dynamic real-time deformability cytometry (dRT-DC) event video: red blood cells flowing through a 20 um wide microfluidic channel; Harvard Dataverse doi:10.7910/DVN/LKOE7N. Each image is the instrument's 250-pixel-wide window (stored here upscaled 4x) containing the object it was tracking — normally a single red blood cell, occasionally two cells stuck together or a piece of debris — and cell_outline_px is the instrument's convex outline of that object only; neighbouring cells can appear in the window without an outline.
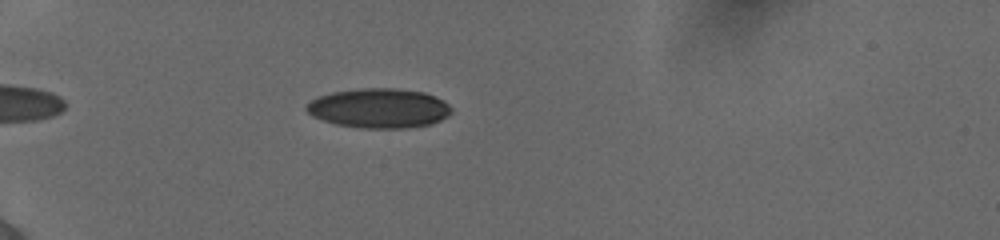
{"species": "human", "species_latin": "Homo sapiens", "temperature_condition": "cold", "stored_images_in_passage": 44, "camera_frame_rate_fps": 3000, "um_per_image_px": 0.085, "donor": {"sex": "female"}, "frame": {"image": 1, "passage_image": 7, "time_ms": 2.0, "image_size_px": [1000, 240], "cell_outline_px": [[452, 112], [448, 116], [432, 124], [408, 128], [360, 128], [336, 124], [312, 116], [304, 108], [312, 100], [320, 96], [332, 92], [360, 88], [396, 88], [424, 92], [444, 100], [452, 108]], "centroid_in_image_um": [32.25, 9.2], "position_along_channel_um": 52.7, "area_um2": 33.52}}
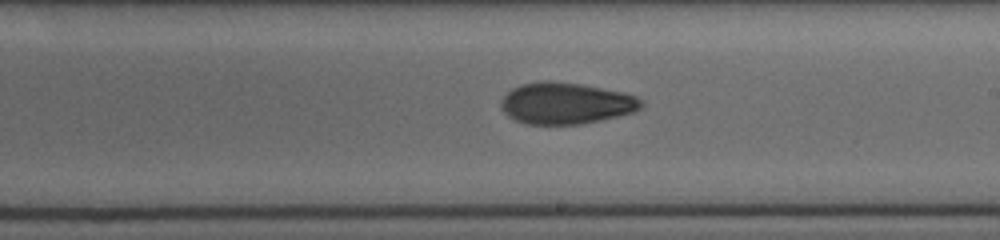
{"frame": {"image": 2, "passage_image": 24, "time_ms": 7.667, "image_size_px": [1000, 240], "cell_outline_px": [[644, 104], [636, 112], [600, 120], [580, 124], [528, 124], [516, 120], [508, 116], [500, 108], [500, 100], [512, 88], [520, 84], [544, 80], [548, 80], [580, 84], [624, 92], [636, 96], [644, 100]], "centroid_in_image_um": [48.11, 8.77], "position_along_channel_um": 240.9, "area_um2": 34.1}}
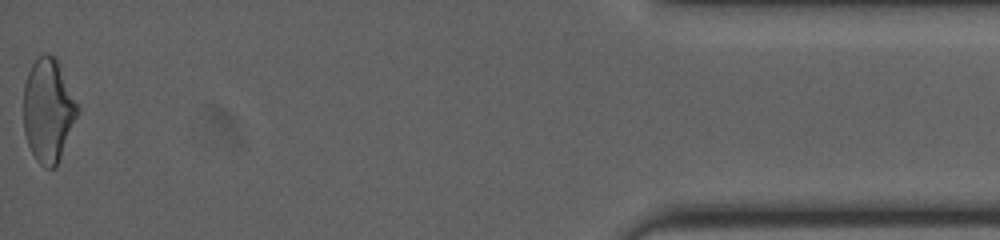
{"frame": {"image": 3, "passage_image": 44, "time_ms": 14.333, "image_size_px": [1000, 240], "cell_outline_px": [[80, 108], [60, 156], [56, 164], [52, 168], [48, 168], [40, 164], [36, 160], [28, 144], [24, 132], [24, 84], [28, 72], [32, 64], [44, 52], [48, 52], [56, 60]], "centroid_in_image_um": [4.08, 9.36], "position_along_channel_um": 431.1, "area_um2": 31.85}, "authors_computed_cell_mechanics": {"area_um2": 33.1194, "velocity_mm_per_s": 3.9046, "shape_relaxation_time_tau1_ms": 5.0648, "shape_relaxation_time_tau2_ms": 4.676, "deformation_change_tau1": 0.1396, "deformation_change_tau2": 0.1171}}